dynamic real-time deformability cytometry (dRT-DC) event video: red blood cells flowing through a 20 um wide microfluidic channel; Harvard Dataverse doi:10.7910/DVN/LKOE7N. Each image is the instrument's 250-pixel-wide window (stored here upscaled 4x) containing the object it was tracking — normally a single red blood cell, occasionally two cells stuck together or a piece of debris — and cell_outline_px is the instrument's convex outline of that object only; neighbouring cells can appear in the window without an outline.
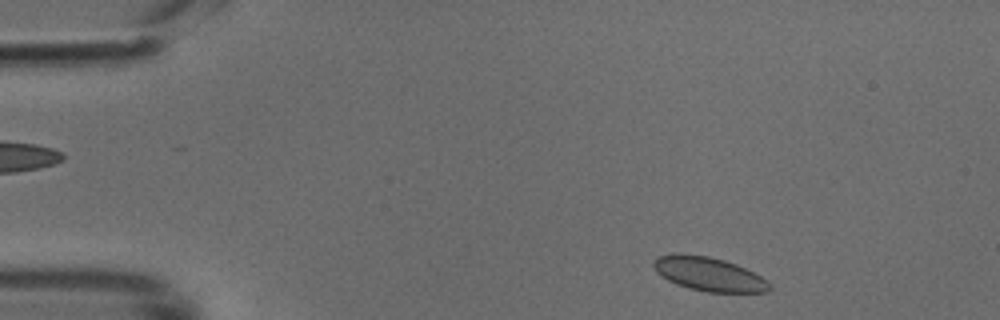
{"species": "common noctule bat (a hibernating species)", "species_latin": "Nyctalus noctula", "temperature_condition": "cold", "stored_images_in_passage": 43, "camera_frame_rate_fps": 3000, "um_per_image_px": 0.085, "animal": {"sex": "male", "body_mass_g": 18.8}, "frame": {"image": 1, "passage_image": 1, "time_ms": 0.0, "image_size_px": [1000, 320], "cell_outline_px": [[772, 288], [768, 292], [708, 292], [688, 288], [676, 284], [668, 280], [656, 272], [652, 264], [652, 260], [660, 256], [680, 252], [708, 256], [724, 260], [736, 264], [768, 280], [772, 284]], "centroid_in_image_um": [60.24, 23.29], "position_along_channel_um": 24.8, "area_um2": 23.06}}
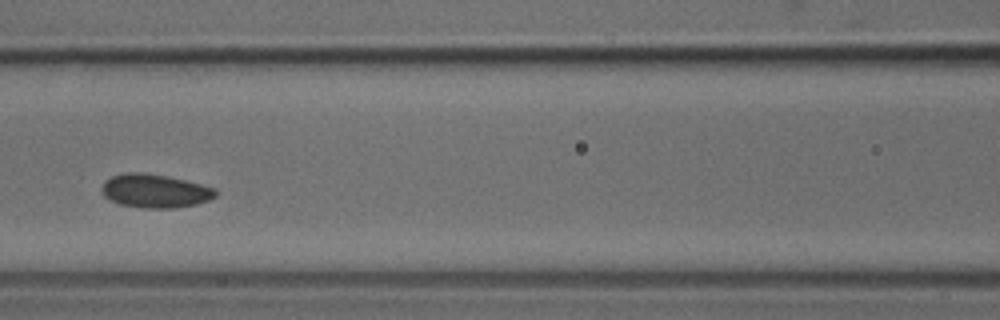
{"frame": {"image": 2, "passage_image": 16, "time_ms": 5.0, "image_size_px": [1000, 320], "cell_outline_px": [[216, 196], [208, 200], [196, 204], [176, 208], [144, 208], [120, 204], [104, 196], [100, 192], [100, 188], [104, 180], [112, 176], [124, 172], [140, 172], [168, 176], [216, 188]], "centroid_in_image_um": [13.14, 16.22], "position_along_channel_um": 153.5, "area_um2": 22.37}}
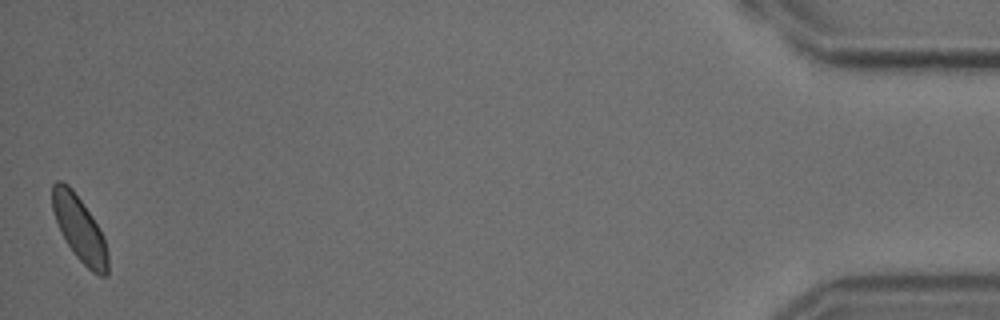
{"frame": {"image": 3, "passage_image": 43, "time_ms": 14.0, "image_size_px": [1000, 320], "cell_outline_px": [[108, 276], [100, 276], [92, 272], [76, 256], [68, 244], [56, 220], [52, 208], [52, 184], [56, 180], [60, 180], [68, 184], [72, 188], [92, 216], [104, 236], [108, 252]], "centroid_in_image_um": [6.78, 19.44], "position_along_channel_um": 428.4, "area_um2": 20.87}}